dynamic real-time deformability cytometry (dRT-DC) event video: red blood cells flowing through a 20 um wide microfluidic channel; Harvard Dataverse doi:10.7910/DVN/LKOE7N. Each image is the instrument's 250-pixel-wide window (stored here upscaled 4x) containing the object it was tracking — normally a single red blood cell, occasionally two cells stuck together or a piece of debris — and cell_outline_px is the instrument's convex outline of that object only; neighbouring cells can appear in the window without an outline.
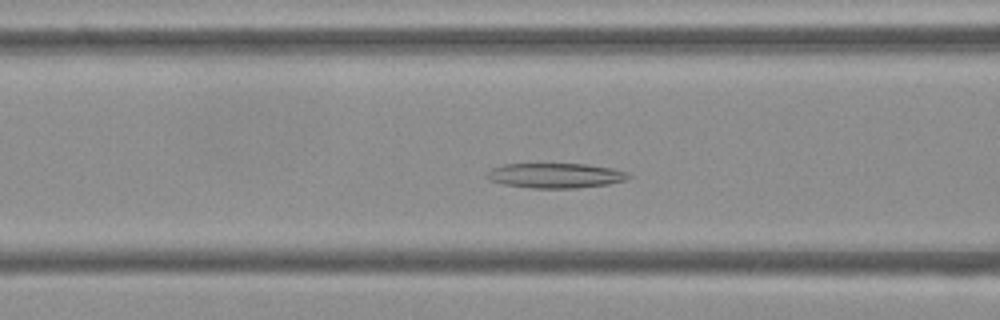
{"species": "Egyptian fruit bat (a non-hibernating species)", "species_latin": "Rousettus aegyptiacus", "temperature_condition": "cold", "stored_images_in_passage": 53, "camera_frame_rate_fps": 3000, "um_per_image_px": 0.085, "frame": {"image": 1, "passage_image": 20, "time_ms": 6.333, "image_size_px": [1000, 320], "cell_outline_px": [[632, 176], [624, 180], [608, 184], [576, 188], [532, 188], [504, 184], [488, 180], [484, 176], [492, 168], [504, 164], [588, 164], [612, 168], [628, 172]], "centroid_in_image_um": [47.21, 14.92], "position_along_channel_um": 119.4, "area_um2": 20.58}}
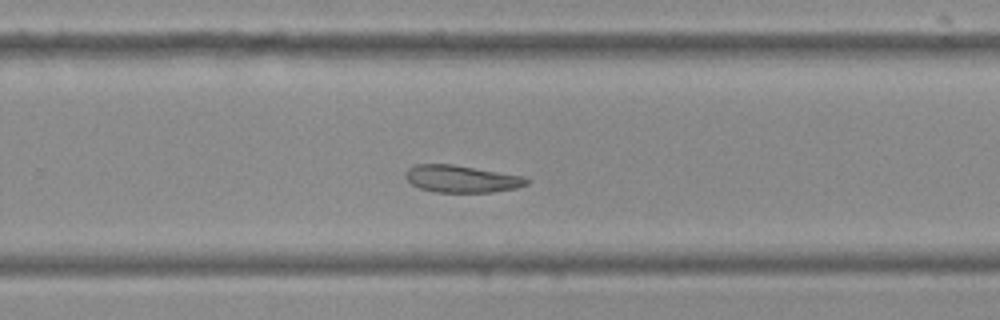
{"frame": {"image": 2, "passage_image": 34, "time_ms": 11.0, "image_size_px": [1000, 320], "cell_outline_px": [[528, 184], [516, 188], [492, 192], [436, 192], [420, 188], [412, 184], [404, 176], [404, 172], [408, 168], [416, 164], [452, 164], [524, 176], [528, 180]], "centroid_in_image_um": [39.21, 15.2], "position_along_channel_um": 290.6, "area_um2": 19.13}}
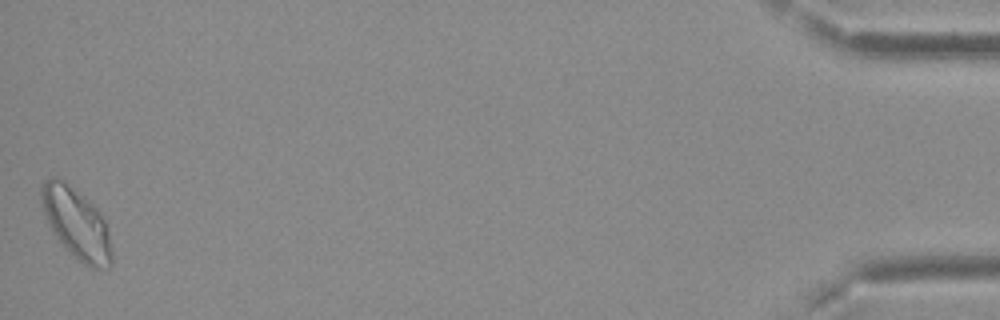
{"frame": {"image": 3, "passage_image": 53, "time_ms": 17.333, "image_size_px": [1000, 320], "cell_outline_px": [[112, 264], [108, 268], [92, 268], [84, 264], [56, 236], [48, 224], [44, 216], [40, 204], [40, 184], [44, 180], [52, 176], [56, 176], [64, 180], [84, 196], [100, 212], [104, 220], [108, 232], [112, 252]], "centroid_in_image_um": [6.46, 18.93], "position_along_channel_um": 428.7, "area_um2": 28.9}}